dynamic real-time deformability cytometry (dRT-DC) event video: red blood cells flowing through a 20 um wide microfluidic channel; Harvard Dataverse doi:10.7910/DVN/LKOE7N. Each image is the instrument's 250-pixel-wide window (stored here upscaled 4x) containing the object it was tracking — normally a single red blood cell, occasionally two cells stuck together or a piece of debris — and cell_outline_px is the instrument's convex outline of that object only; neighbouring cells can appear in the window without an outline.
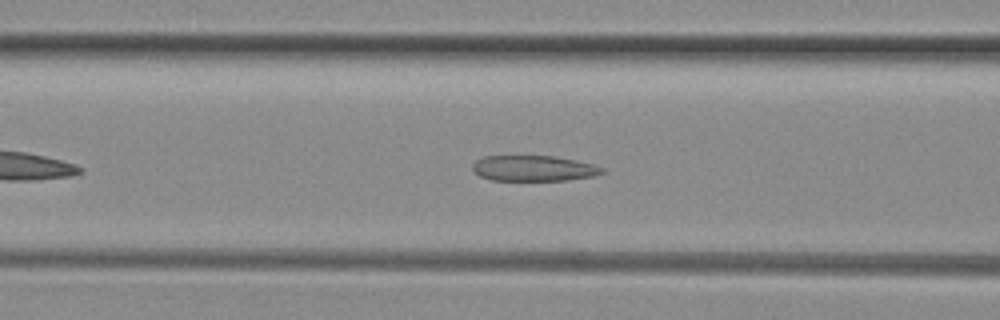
{"species": "common noctule bat (a hibernating species)", "species_latin": "Nyctalus noctula", "temperature_condition": "room temperature", "stored_images_in_passage": 38, "camera_frame_rate_fps": 3000, "um_per_image_px": 0.085, "animal": {"sex": "female", "body_mass_g": 29.2, "forearm_length_mm": 56.3}, "frame": {"image": 1, "passage_image": 10, "time_ms": 3.0, "image_size_px": [1000, 320], "cell_outline_px": [[604, 172], [596, 176], [568, 180], [492, 180], [480, 176], [472, 172], [472, 164], [476, 160], [484, 156], [556, 156], [576, 160], [592, 164], [604, 168]], "centroid_in_image_um": [45.35, 14.3], "position_along_channel_um": 121.2, "area_um2": 19.48}}
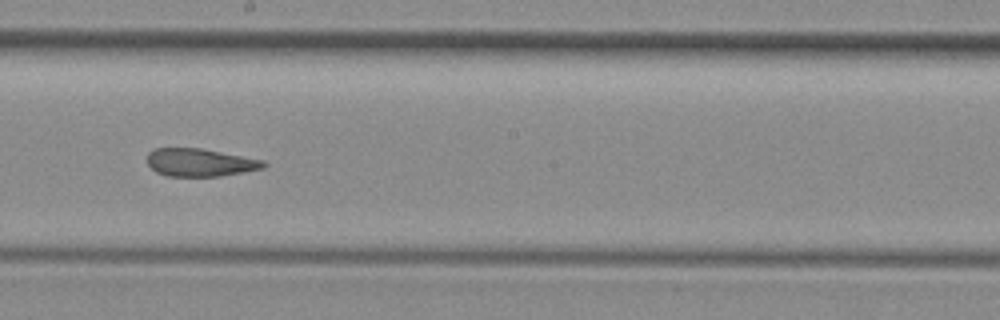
{"frame": {"image": 2, "passage_image": 18, "time_ms": 5.667, "image_size_px": [1000, 320], "cell_outline_px": [[268, 164], [264, 168], [244, 172], [220, 176], [168, 176], [156, 172], [148, 164], [148, 152], [152, 148], [200, 148], [264, 160]], "centroid_in_image_um": [17.01, 13.81], "position_along_channel_um": 231.2, "area_um2": 18.9}}
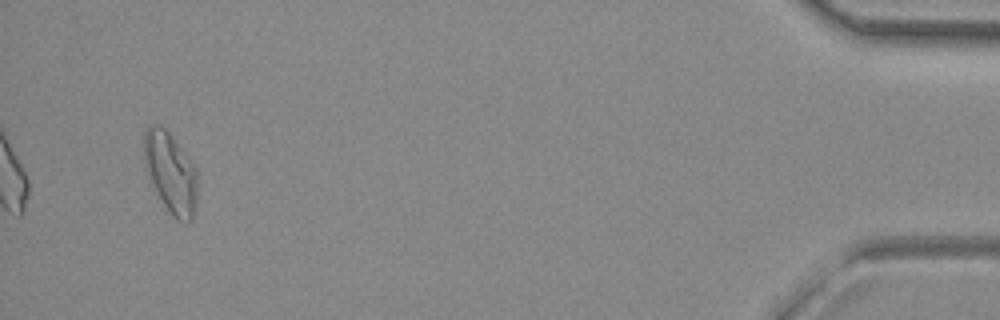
{"frame": {"image": 3, "passage_image": 38, "time_ms": 12.333, "image_size_px": [1000, 320], "cell_outline_px": [[200, 176], [196, 204], [192, 220], [188, 224], [184, 224], [176, 220], [168, 212], [152, 184], [144, 168], [144, 132], [152, 124], [160, 124], [172, 136], [200, 172]], "centroid_in_image_um": [14.55, 14.73], "position_along_channel_um": 420.7, "area_um2": 25.89}, "authors_computed_cell_mechanics": {"area_um2": 20.5768, "velocity_mm_per_s": 4.1282, "shape_relaxation_time_tau1_ms": null, "shape_relaxation_time_tau2_ms": 1.3998, "deformation_change_tau1": null, "deformation_change_tau2": 0.0733}}